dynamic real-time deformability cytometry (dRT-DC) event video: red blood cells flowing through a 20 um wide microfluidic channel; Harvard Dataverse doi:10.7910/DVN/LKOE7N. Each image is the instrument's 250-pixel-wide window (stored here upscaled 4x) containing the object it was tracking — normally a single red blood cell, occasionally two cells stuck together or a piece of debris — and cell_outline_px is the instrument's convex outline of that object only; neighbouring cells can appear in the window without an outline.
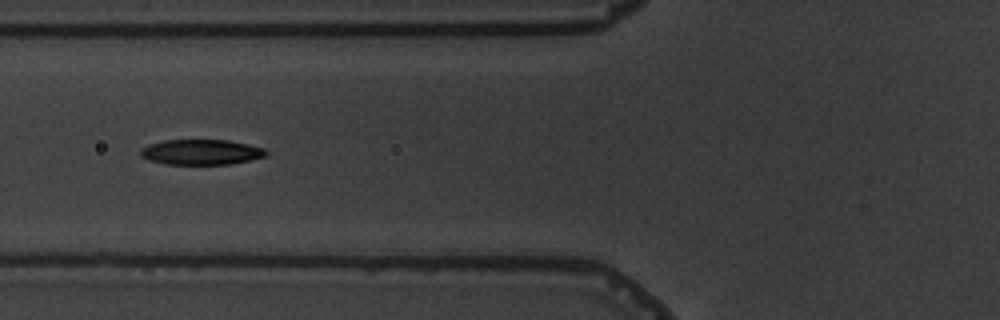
{"species": "common noctule bat (a hibernating species)", "species_latin": "Nyctalus noctula", "temperature_condition": "warm", "stored_images_in_passage": 10, "camera_frame_rate_fps": 3000, "um_per_image_px": 0.085, "animal": {"sex": "male", "body_mass_g": 19.5, "forearm_length_mm": 54.6}, "frame": {"image": 1, "passage_image": 7, "time_ms": 8.0, "image_size_px": [1000, 320], "cell_outline_px": [[268, 156], [228, 164], [164, 164], [140, 156], [140, 148], [148, 144], [164, 140], [228, 140], [248, 144], [264, 148], [268, 152]], "centroid_in_image_um": [17.1, 12.92], "position_along_channel_um": 108.7, "area_um2": 18.5}}
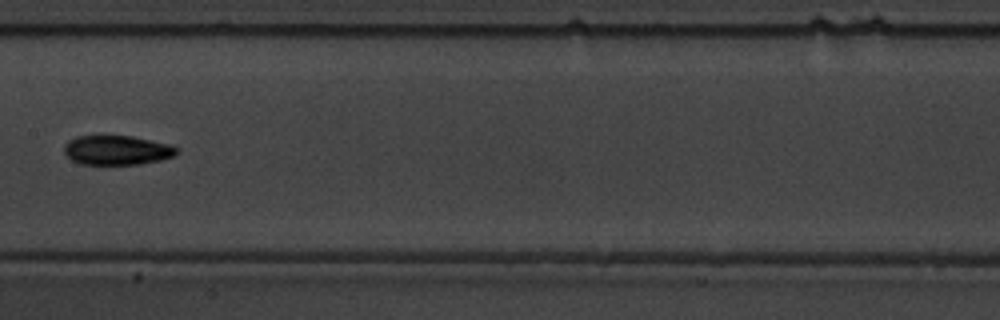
{"frame": {"image": 2, "passage_image": 9, "time_ms": 10.333, "image_size_px": [1000, 320], "cell_outline_px": [[180, 152], [176, 156], [160, 160], [140, 164], [80, 164], [72, 160], [64, 152], [64, 144], [68, 140], [76, 136], [132, 136], [172, 144], [180, 148]], "centroid_in_image_um": [10.0, 12.76], "position_along_channel_um": 197.4, "area_um2": 19.59}}
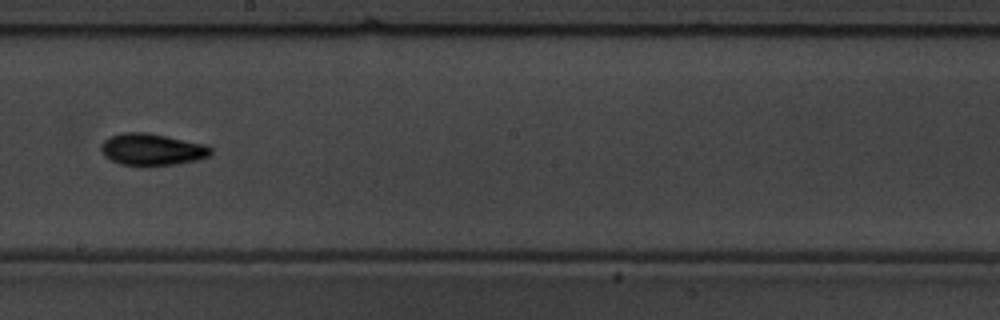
{"frame": {"image": 3, "passage_image": 10, "time_ms": 11.333, "image_size_px": [1000, 320], "cell_outline_px": [[212, 152], [208, 156], [196, 160], [176, 164], [120, 164], [104, 156], [100, 148], [100, 144], [108, 136], [124, 132], [148, 132], [204, 144], [212, 148]], "centroid_in_image_um": [12.89, 12.67], "position_along_channel_um": 235.3, "area_um2": 20.06}}